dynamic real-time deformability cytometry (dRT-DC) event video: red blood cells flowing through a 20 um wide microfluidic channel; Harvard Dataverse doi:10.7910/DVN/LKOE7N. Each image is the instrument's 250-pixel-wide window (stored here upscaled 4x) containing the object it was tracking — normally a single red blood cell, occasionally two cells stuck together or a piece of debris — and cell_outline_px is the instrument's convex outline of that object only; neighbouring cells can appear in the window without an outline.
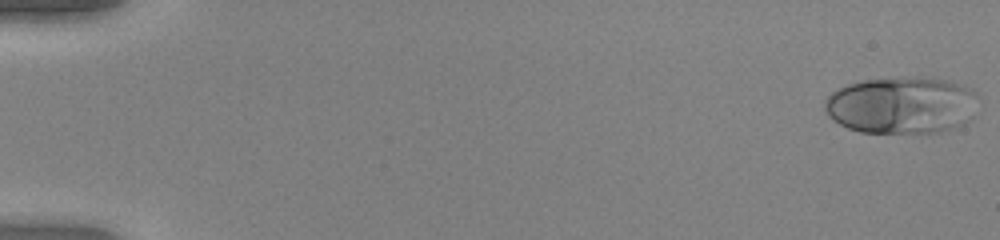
{"species": "human", "species_latin": "Homo sapiens", "temperature_condition": "warm", "stored_images_in_passage": 51, "camera_frame_rate_fps": 3000, "um_per_image_px": 0.085, "donor": {"sex": "female"}, "frame": {"image": 1, "passage_image": 1, "time_ms": 0.0, "image_size_px": [1000, 240], "cell_outline_px": [[976, 92], [972, 116], [964, 124], [956, 128], [940, 132], [860, 132], [848, 128], [832, 120], [828, 116], [824, 108], [824, 100], [832, 92], [844, 84], [864, 80], [952, 80], [964, 84], [972, 88]], "centroid_in_image_um": [76.61, 8.98], "position_along_channel_um": 8.4, "area_um2": 50.23}}
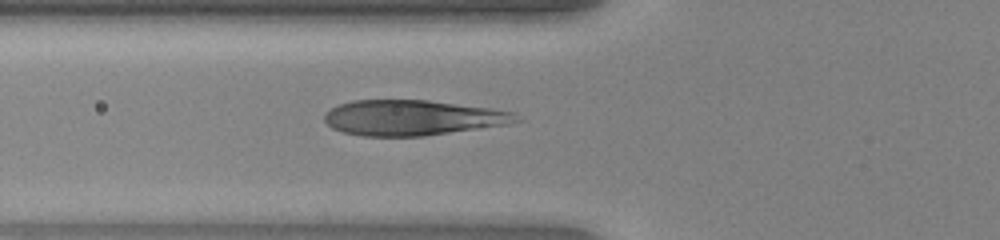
{"frame": {"image": 2, "passage_image": 20, "time_ms": 6.333, "image_size_px": [1000, 240], "cell_outline_px": [[524, 120], [508, 124], [424, 136], [360, 136], [344, 132], [332, 128], [324, 120], [324, 112], [340, 104], [352, 100], [428, 100], [492, 108], [516, 112]], "centroid_in_image_um": [35.1, 10.0], "position_along_channel_um": 90.7, "area_um2": 39.71}}
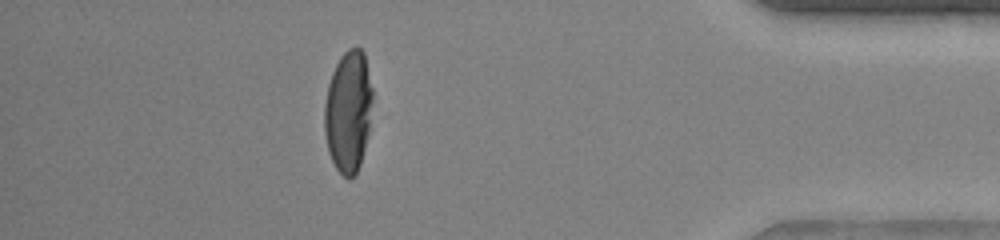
{"frame": {"image": 3, "passage_image": 46, "time_ms": 15.0, "image_size_px": [1000, 240], "cell_outline_px": [[372, 100], [368, 132], [360, 164], [356, 172], [348, 180], [336, 168], [328, 152], [324, 132], [324, 104], [328, 84], [332, 72], [340, 56], [348, 48], [356, 44], [364, 52], [372, 88]], "centroid_in_image_um": [29.59, 9.42], "position_along_channel_um": 405.6, "area_um2": 34.22}, "authors_computed_cell_mechanics": {"area_um2": 40.5756, "velocity_mm_per_s": 4.059, "shape_relaxation_time_tau1_ms": 4.6767, "shape_relaxation_time_tau2_ms": null, "deformation_change_tau1": 0.2415, "deformation_change_tau2": null}}